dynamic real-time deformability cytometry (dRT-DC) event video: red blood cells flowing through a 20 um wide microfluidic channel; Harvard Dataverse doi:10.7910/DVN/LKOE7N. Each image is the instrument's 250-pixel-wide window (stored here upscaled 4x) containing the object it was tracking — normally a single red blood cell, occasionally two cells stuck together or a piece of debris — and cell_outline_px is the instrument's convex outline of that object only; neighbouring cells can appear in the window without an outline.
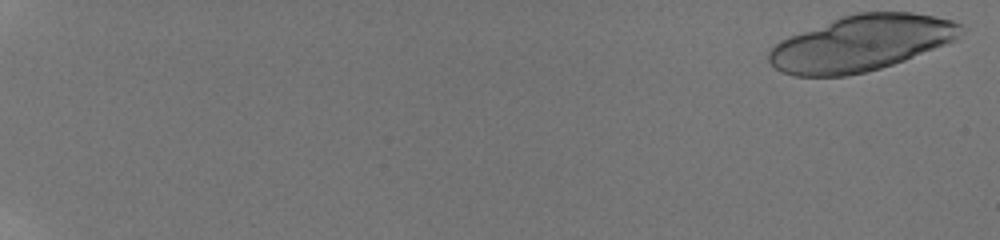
{"species": "human", "species_latin": "Homo sapiens", "temperature_condition": "room temperature", "stored_images_in_passage": 7, "camera_frame_rate_fps": 3000, "um_per_image_px": 0.085, "donor": {"sex": "male"}, "frame": {"image": 1, "passage_image": 3, "time_ms": 0.333, "image_size_px": [1000, 240], "cell_outline_px": [[964, 32], [956, 40], [904, 60], [880, 68], [848, 76], [796, 76], [780, 72], [768, 60], [768, 52], [780, 40], [788, 36], [840, 16], [856, 12], [912, 12], [936, 16], [952, 20], [960, 24]], "centroid_in_image_um": [73.2, 3.66], "position_along_channel_um": 11.8, "area_um2": 62.42}}